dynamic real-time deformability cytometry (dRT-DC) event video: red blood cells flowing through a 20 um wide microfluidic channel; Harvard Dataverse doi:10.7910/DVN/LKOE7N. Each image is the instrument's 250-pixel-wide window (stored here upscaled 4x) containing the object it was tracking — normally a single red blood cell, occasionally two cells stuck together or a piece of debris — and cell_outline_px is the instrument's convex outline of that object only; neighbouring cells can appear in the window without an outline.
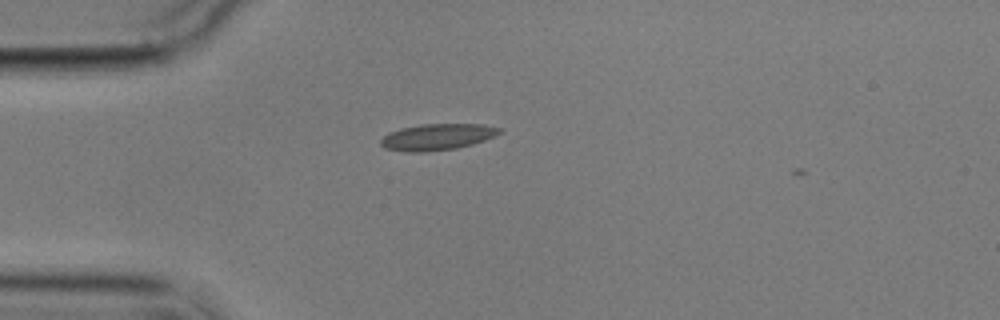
{"species": "common noctule bat (a hibernating species)", "species_latin": "Nyctalus noctula", "temperature_condition": "cold", "stored_images_in_passage": 7, "camera_frame_rate_fps": 3000, "um_per_image_px": 0.085, "animal": {"sex": "male", "body_mass_g": 17.9}, "frame": {"image": 1, "passage_image": 1, "time_ms": 0.0, "image_size_px": [1000, 320], "cell_outline_px": [[504, 128], [500, 132], [484, 140], [472, 144], [456, 148], [424, 152], [404, 152], [384, 148], [380, 144], [380, 140], [388, 132], [400, 128], [420, 124], [484, 124]], "centroid_in_image_um": [37.13, 11.63], "position_along_channel_um": 47.9, "area_um2": 18.32}}
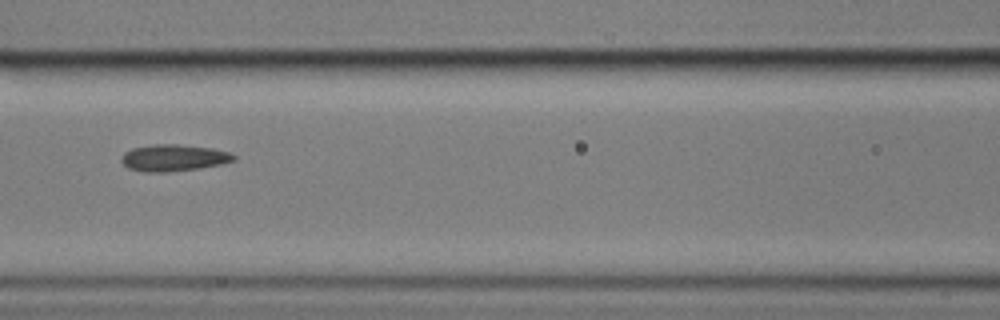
{"frame": {"image": 2, "passage_image": 4, "time_ms": 3.333, "image_size_px": [1000, 320], "cell_outline_px": [[236, 160], [220, 164], [200, 168], [168, 172], [144, 172], [128, 168], [120, 160], [124, 152], [132, 148], [152, 144], [176, 144], [212, 148], [232, 152], [236, 156]], "centroid_in_image_um": [14.77, 13.41], "position_along_channel_um": 151.8, "area_um2": 17.63}}
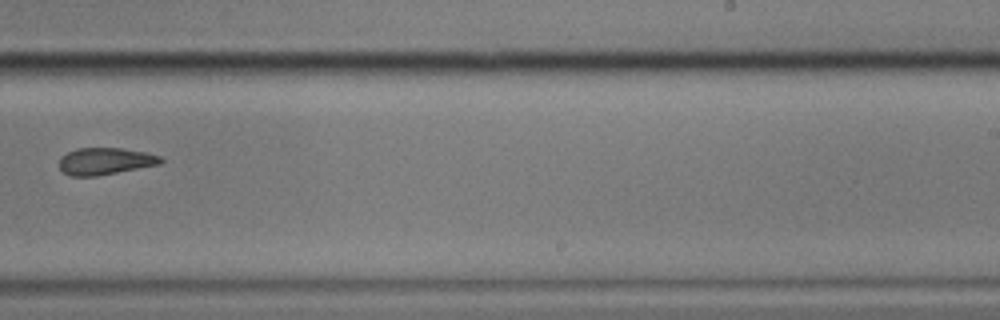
{"frame": {"image": 3, "passage_image": 7, "time_ms": 7.0, "image_size_px": [1000, 320], "cell_outline_px": [[164, 160], [160, 164], [96, 176], [68, 176], [60, 168], [60, 156], [76, 148], [120, 148], [144, 152], [160, 156]], "centroid_in_image_um": [8.92, 13.7], "position_along_channel_um": 280.1, "area_um2": 15.84}}